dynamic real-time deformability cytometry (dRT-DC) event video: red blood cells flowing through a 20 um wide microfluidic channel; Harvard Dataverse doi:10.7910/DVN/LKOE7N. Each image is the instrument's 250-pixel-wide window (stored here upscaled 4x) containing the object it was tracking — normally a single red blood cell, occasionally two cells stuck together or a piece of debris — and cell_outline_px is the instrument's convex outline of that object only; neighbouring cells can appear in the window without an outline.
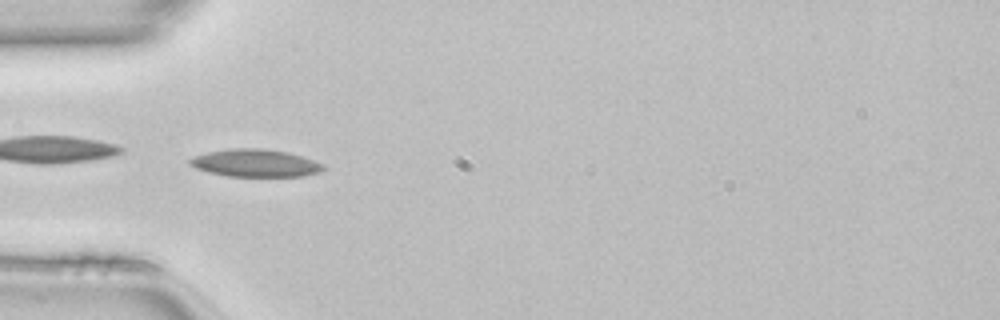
{"species": "common noctule bat (a hibernating species)", "species_latin": "Nyctalus noctula", "temperature_condition": "room temperature", "stored_images_in_passage": 49, "camera_frame_rate_fps": 3000, "um_per_image_px": 0.085, "animal": {"sex": "female", "body_mass_g": 22.7, "forearm_length_mm": 54.2}, "frame": {"image": 1, "passage_image": 15, "time_ms": 4.667, "image_size_px": [1000, 320], "cell_outline_px": [[328, 168], [320, 172], [304, 176], [228, 176], [208, 172], [196, 168], [188, 164], [188, 160], [192, 156], [208, 152], [228, 148], [264, 148], [288, 152], [324, 164]], "centroid_in_image_um": [21.69, 13.85], "position_along_channel_um": 63.3, "area_um2": 21.62}, "authors_computed_cell_mechanics": {"area_um2": 19.5942, "velocity_mm_per_s": 4.154, "shape_relaxation_time_tau1_ms": 9.691, "shape_relaxation_time_tau2_ms": null, "deformation_change_tau1": 0.2073, "deformation_change_tau2": null}}